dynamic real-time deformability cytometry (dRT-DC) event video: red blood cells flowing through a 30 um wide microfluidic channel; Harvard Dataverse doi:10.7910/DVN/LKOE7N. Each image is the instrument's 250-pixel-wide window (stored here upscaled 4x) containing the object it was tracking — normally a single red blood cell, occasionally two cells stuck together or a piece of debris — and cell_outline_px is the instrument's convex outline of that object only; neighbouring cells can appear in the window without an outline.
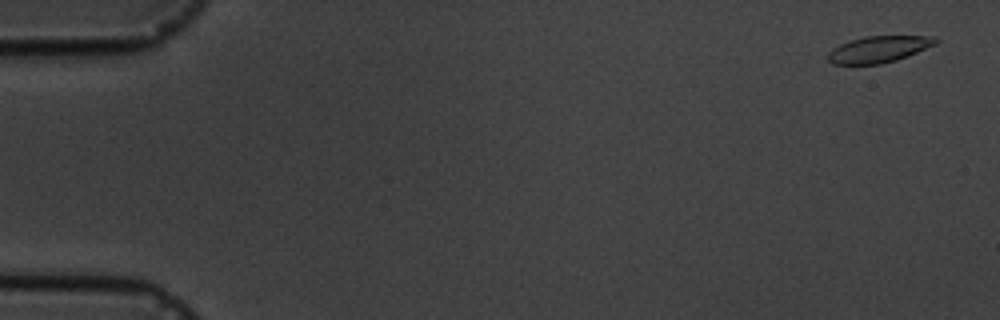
{"species": "common noctule bat (a hibernating species)", "species_latin": "Nyctalus noctula", "temperature_condition": "cold", "stored_images_in_passage": 4, "camera_frame_rate_fps": 3000, "um_per_image_px": 0.085, "animal": {"sex": "male", "body_mass_g": 19.5, "forearm_length_mm": 54.6}, "frame": {"image": 1, "passage_image": 1, "time_ms": 0.0, "image_size_px": [1000, 320], "cell_outline_px": [[940, 40], [936, 44], [908, 56], [896, 60], [880, 64], [832, 64], [828, 60], [828, 52], [832, 48], [840, 44], [864, 36], [936, 36]], "centroid_in_image_um": [74.71, 4.18], "position_along_channel_um": 10.3, "area_um2": 16.65}}
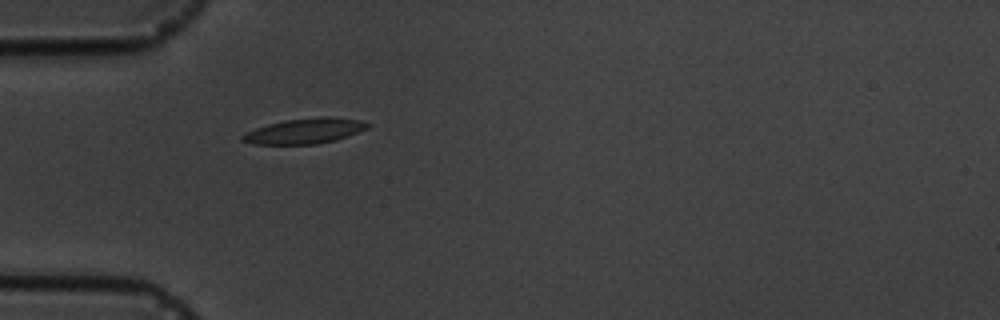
{"frame": {"image": 2, "passage_image": 4, "time_ms": 5.0, "image_size_px": [1000, 320], "cell_outline_px": [[372, 124], [368, 128], [348, 136], [336, 140], [316, 144], [252, 144], [240, 140], [240, 136], [256, 128], [268, 124], [284, 120], [324, 116], [328, 116], [360, 120]], "centroid_in_image_um": [25.92, 11.13], "position_along_channel_um": 59.1, "area_um2": 18.5}}